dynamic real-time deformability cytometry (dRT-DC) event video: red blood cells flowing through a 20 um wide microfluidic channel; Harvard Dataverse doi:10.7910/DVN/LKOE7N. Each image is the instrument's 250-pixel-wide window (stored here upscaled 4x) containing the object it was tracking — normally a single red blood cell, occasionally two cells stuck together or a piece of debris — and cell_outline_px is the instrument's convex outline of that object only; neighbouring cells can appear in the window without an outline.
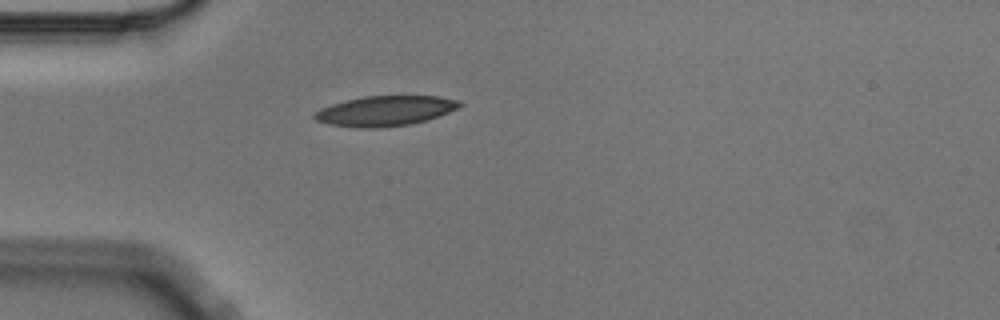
{"species": "Egyptian fruit bat (a non-hibernating species)", "species_latin": "Rousettus aegyptiacus", "temperature_condition": "cold", "stored_images_in_passage": 1, "camera_frame_rate_fps": 3000, "um_per_image_px": 0.085, "animal": {"sex": "male"}, "frame": {"image": 1, "passage_image": 1, "time_ms": 0.0, "image_size_px": [1000, 320], "cell_outline_px": [[464, 104], [448, 112], [412, 124], [380, 128], [356, 128], [332, 124], [316, 120], [312, 116], [320, 108], [332, 104], [364, 96], [440, 96], [456, 100]], "centroid_in_image_um": [32.72, 9.43], "position_along_channel_um": 52.3, "area_um2": 25.14}}